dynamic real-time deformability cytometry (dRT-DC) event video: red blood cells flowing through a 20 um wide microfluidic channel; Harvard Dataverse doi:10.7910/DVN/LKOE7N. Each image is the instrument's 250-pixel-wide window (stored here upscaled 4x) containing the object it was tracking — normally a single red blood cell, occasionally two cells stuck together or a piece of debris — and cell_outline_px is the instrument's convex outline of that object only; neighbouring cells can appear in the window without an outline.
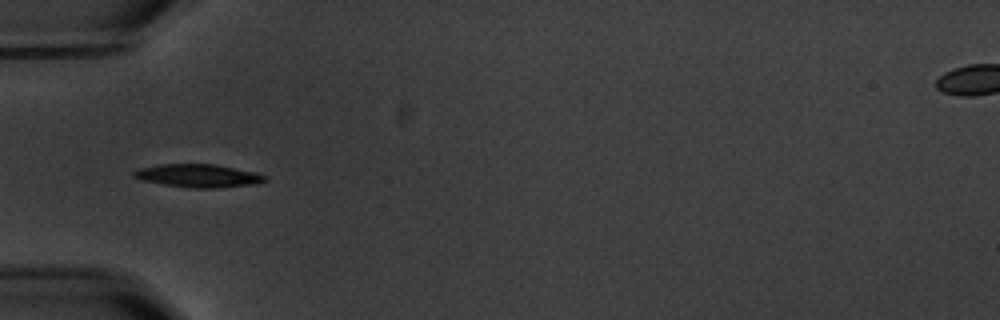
{"species": "common noctule bat (a hibernating species)", "species_latin": "Nyctalus noctula", "temperature_condition": "warm", "stored_images_in_passage": 10, "camera_frame_rate_fps": 3000, "um_per_image_px": 0.085, "animal": {"sex": "male", "body_mass_g": 20.1, "forearm_length_mm": 53.5}, "frame": {"image": 1, "passage_image": 4, "time_ms": 3.333, "image_size_px": [1000, 320], "cell_outline_px": [[268, 180], [260, 184], [220, 188], [188, 188], [164, 184], [144, 180], [132, 176], [132, 172], [136, 168], [156, 164], [216, 164], [256, 172], [268, 176]], "centroid_in_image_um": [16.91, 14.94], "position_along_channel_um": 68.1, "area_um2": 18.09}}
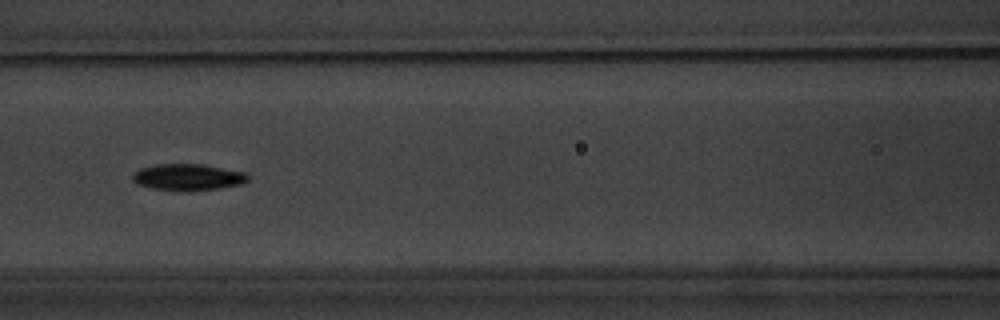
{"frame": {"image": 2, "passage_image": 6, "time_ms": 5.667, "image_size_px": [1000, 320], "cell_outline_px": [[248, 180], [240, 184], [220, 188], [188, 192], [176, 192], [152, 188], [136, 184], [132, 180], [132, 172], [140, 168], [156, 164], [200, 164], [248, 172]], "centroid_in_image_um": [15.94, 15.07], "position_along_channel_um": 150.7, "area_um2": 18.26}}
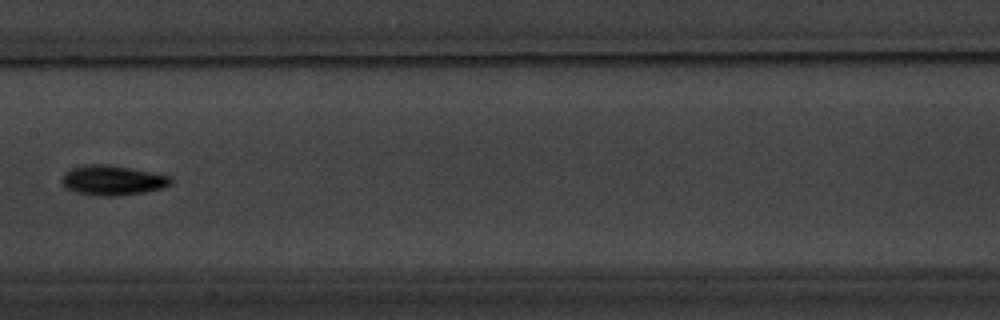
{"frame": {"image": 3, "passage_image": 7, "time_ms": 7.0, "image_size_px": [1000, 320], "cell_outline_px": [[172, 184], [164, 188], [144, 192], [116, 196], [104, 196], [76, 192], [64, 188], [60, 184], [60, 180], [64, 172], [72, 168], [84, 164], [108, 164], [132, 168], [172, 176]], "centroid_in_image_um": [9.55, 15.31], "position_along_channel_um": 197.9, "area_um2": 19.31}}